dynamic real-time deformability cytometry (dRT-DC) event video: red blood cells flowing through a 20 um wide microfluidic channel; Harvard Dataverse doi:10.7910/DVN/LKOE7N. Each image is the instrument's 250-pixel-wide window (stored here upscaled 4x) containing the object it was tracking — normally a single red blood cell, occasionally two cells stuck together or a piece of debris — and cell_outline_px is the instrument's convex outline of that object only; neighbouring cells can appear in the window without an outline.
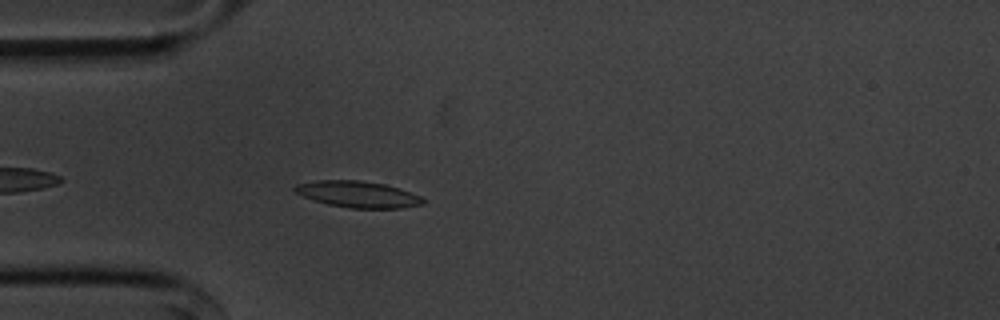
{"species": "common noctule bat (a hibernating species)", "species_latin": "Nyctalus noctula", "temperature_condition": "cold", "stored_images_in_passage": 45, "camera_frame_rate_fps": 3000, "um_per_image_px": 0.085, "animal": {"sex": "male", "body_mass_g": 20.1, "forearm_length_mm": 53.5}, "frame": {"image": 1, "passage_image": 5, "time_ms": 1.333, "image_size_px": [1000, 320], "cell_outline_px": [[424, 204], [400, 208], [348, 208], [328, 204], [304, 196], [296, 192], [292, 188], [296, 184], [316, 180], [360, 180], [384, 184], [420, 196], [424, 200]], "centroid_in_image_um": [30.39, 16.51], "position_along_channel_um": 54.6, "area_um2": 19.42}}
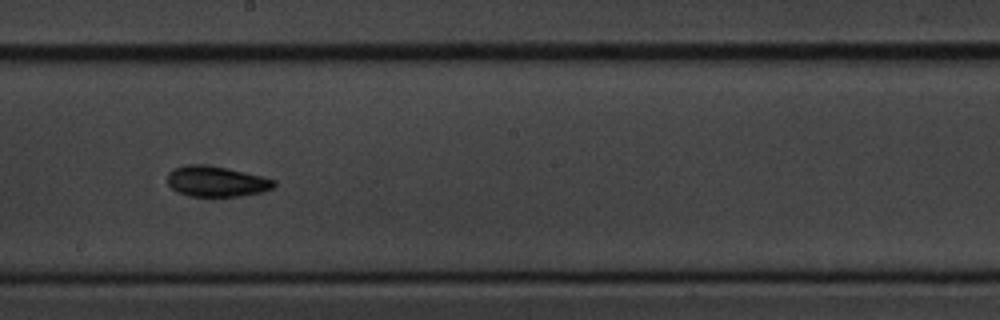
{"frame": {"image": 2, "passage_image": 20, "time_ms": 6.333, "image_size_px": [1000, 320], "cell_outline_px": [[276, 184], [272, 188], [264, 192], [240, 196], [188, 196], [172, 188], [168, 184], [168, 172], [184, 164], [200, 164], [228, 168], [276, 180]], "centroid_in_image_um": [18.4, 15.42], "position_along_channel_um": 229.8, "area_um2": 18.9}}
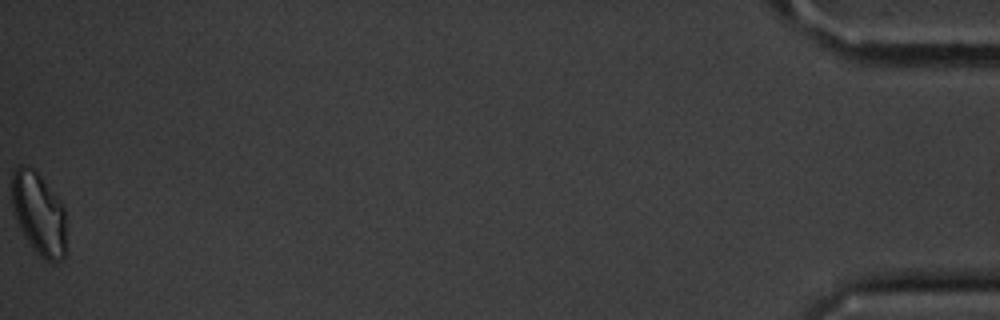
{"frame": {"image": 3, "passage_image": 45, "time_ms": 14.667, "image_size_px": [1000, 320], "cell_outline_px": [[64, 256], [60, 260], [44, 260], [32, 248], [20, 228], [12, 204], [12, 172], [20, 164], [28, 164], [40, 176], [64, 208]], "centroid_in_image_um": [3.26, 18.13], "position_along_channel_um": 431.9, "area_um2": 25.43}, "authors_computed_cell_mechanics": {"area_um2": 19.074, "velocity_mm_per_s": 3.6156, "shape_relaxation_time_tau1_ms": 3.6866, "shape_relaxation_time_tau2_ms": 10.3517, "deformation_change_tau1": 0.1253, "deformation_change_tau2": 0.1751}}